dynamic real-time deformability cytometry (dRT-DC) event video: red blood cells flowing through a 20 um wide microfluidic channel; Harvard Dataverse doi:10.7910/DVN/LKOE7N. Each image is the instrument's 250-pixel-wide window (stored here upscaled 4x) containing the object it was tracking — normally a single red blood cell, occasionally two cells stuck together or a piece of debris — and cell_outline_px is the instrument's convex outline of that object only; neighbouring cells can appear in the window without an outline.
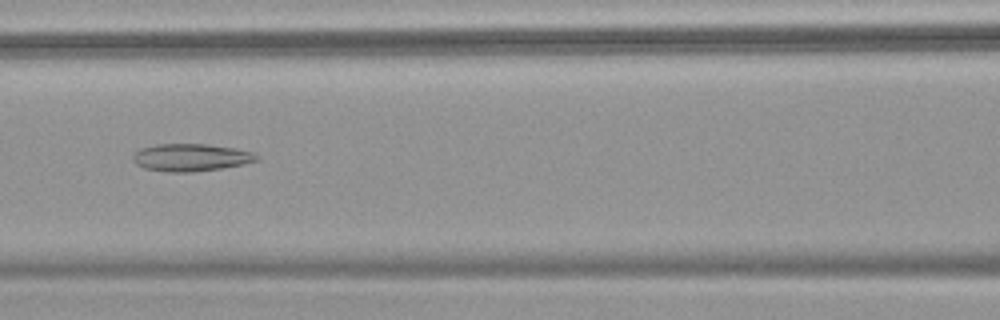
{"species": "common noctule bat (a hibernating species)", "species_latin": "Nyctalus noctula", "temperature_condition": "warm", "stored_images_in_passage": 41, "camera_frame_rate_fps": 3000, "um_per_image_px": 0.085, "animal": {"sex": "female", "body_mass_g": 18.4}, "frame": {"image": 1, "passage_image": 12, "time_ms": 3.667, "image_size_px": [1000, 320], "cell_outline_px": [[260, 160], [244, 164], [220, 168], [192, 172], [168, 172], [144, 168], [136, 164], [132, 160], [132, 156], [140, 148], [156, 144], [208, 144], [236, 148], [256, 152], [260, 156]], "centroid_in_image_um": [16.27, 13.37], "position_along_channel_um": 150.3, "area_um2": 20.06}}
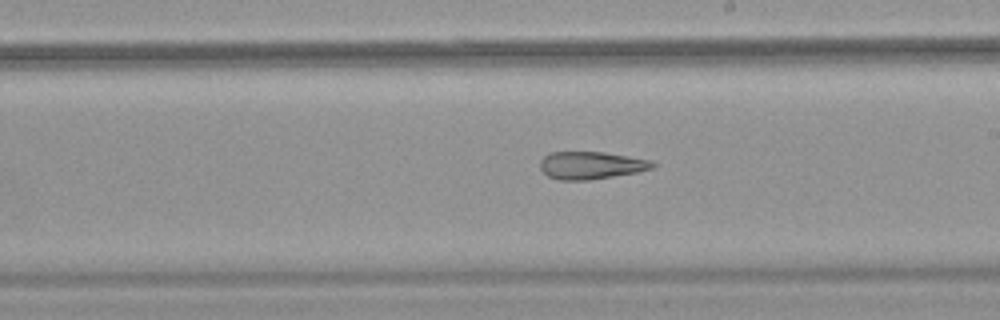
{"frame": {"image": 2, "passage_image": 19, "time_ms": 6.0, "image_size_px": [1000, 320], "cell_outline_px": [[656, 168], [636, 172], [588, 180], [560, 180], [548, 176], [540, 168], [540, 160], [548, 152], [604, 152], [652, 160], [656, 164]], "centroid_in_image_um": [50.25, 14.04], "position_along_channel_um": 238.8, "area_um2": 18.09}}
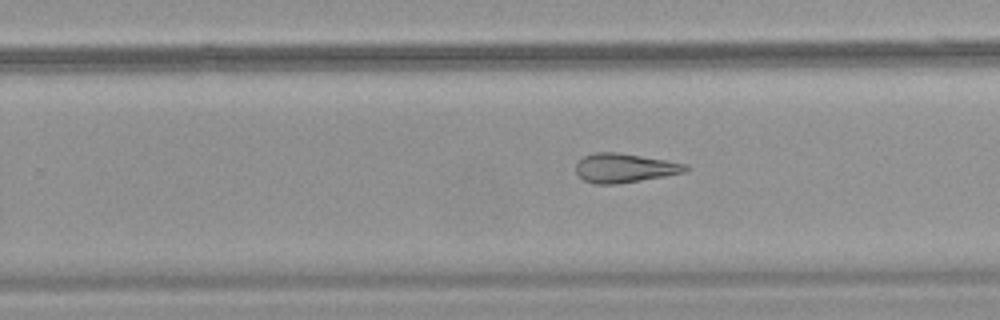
{"frame": {"image": 3, "passage_image": 22, "time_ms": 7.0, "image_size_px": [1000, 320], "cell_outline_px": [[688, 168], [684, 172], [664, 176], [616, 184], [596, 184], [584, 180], [576, 172], [576, 164], [584, 156], [592, 152], [616, 152], [688, 164]], "centroid_in_image_um": [53.05, 14.27], "position_along_channel_um": 276.7, "area_um2": 18.32}, "authors_computed_cell_mechanics": {"area_um2": 20.6346, "velocity_mm_per_s": 3.8124, "shape_relaxation_time_tau1_ms": null, "shape_relaxation_time_tau2_ms": 3.6464, "deformation_change_tau1": null, "deformation_change_tau2": 0.1343}}